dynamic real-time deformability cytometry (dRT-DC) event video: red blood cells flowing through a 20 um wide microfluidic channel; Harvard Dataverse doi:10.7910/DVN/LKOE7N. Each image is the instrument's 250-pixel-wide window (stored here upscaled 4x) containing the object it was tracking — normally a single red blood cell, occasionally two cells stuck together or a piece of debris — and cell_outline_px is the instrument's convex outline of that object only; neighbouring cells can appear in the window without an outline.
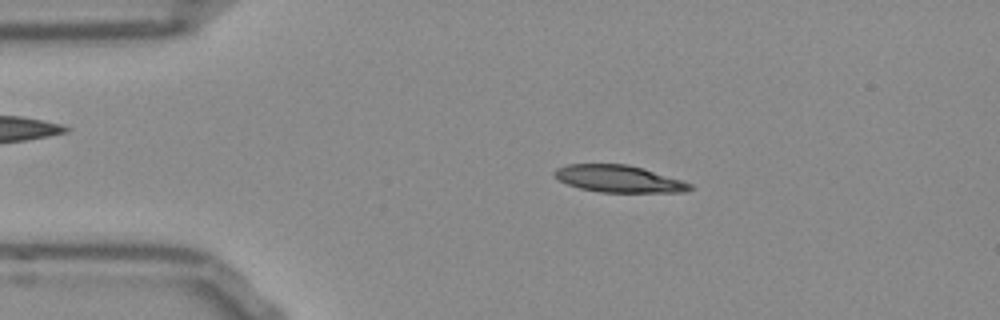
{"species": "Egyptian fruit bat (a non-hibernating species)", "species_latin": "Rousettus aegyptiacus", "temperature_condition": "room temperature", "stored_images_in_passage": 52, "camera_frame_rate_fps": 3000, "um_per_image_px": 0.085, "frame": {"image": 1, "passage_image": 9, "time_ms": 2.667, "image_size_px": [1000, 320], "cell_outline_px": [[692, 188], [684, 192], [600, 192], [580, 188], [568, 184], [560, 180], [552, 172], [556, 168], [568, 164], [628, 164], [644, 168], [692, 184]], "centroid_in_image_um": [52.58, 15.19], "position_along_channel_um": 32.4, "area_um2": 21.15}}
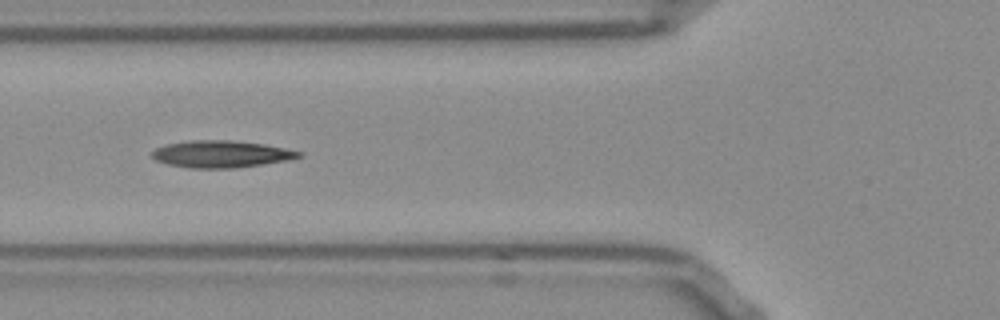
{"frame": {"image": 2, "passage_image": 18, "time_ms": 5.667, "image_size_px": [1000, 320], "cell_outline_px": [[300, 156], [288, 160], [236, 168], [188, 168], [168, 164], [156, 160], [152, 156], [152, 152], [156, 148], [168, 144], [192, 140], [232, 140], [264, 144], [284, 148], [300, 152]], "centroid_in_image_um": [18.77, 13.1], "position_along_channel_um": 107.0, "area_um2": 22.83}}
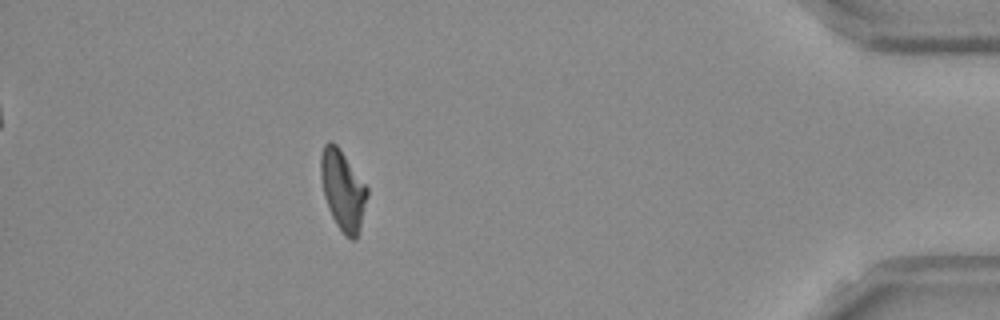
{"frame": {"image": 3, "passage_image": 46, "time_ms": 15.0, "image_size_px": [1000, 320], "cell_outline_px": [[368, 196], [356, 240], [352, 240], [344, 236], [336, 224], [328, 208], [324, 196], [320, 176], [320, 156], [324, 144], [328, 140], [332, 140], [336, 144], [368, 188]], "centroid_in_image_um": [29.12, 16.16], "position_along_channel_um": 406.1, "area_um2": 21.62}, "authors_computed_cell_mechanics": {"area_um2": 21.7617, "velocity_mm_per_s": 3.787, "shape_relaxation_time_tau1_ms": null, "shape_relaxation_time_tau2_ms": 10.9067, "deformation_change_tau1": null, "deformation_change_tau2": 0.2328}}